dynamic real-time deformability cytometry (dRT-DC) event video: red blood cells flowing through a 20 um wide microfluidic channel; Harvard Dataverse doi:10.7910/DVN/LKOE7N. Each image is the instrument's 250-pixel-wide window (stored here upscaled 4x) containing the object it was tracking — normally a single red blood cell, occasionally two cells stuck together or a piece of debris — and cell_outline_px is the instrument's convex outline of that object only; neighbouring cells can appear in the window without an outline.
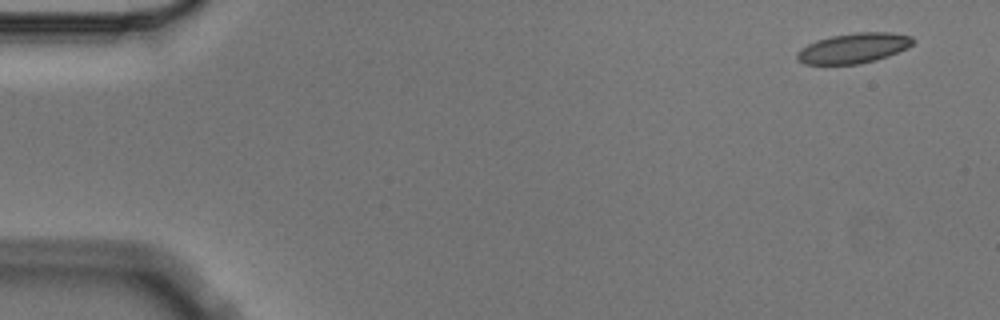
{"species": "Egyptian fruit bat (a non-hibernating species)", "species_latin": "Rousettus aegyptiacus", "temperature_condition": "cold", "stored_images_in_passage": 4, "camera_frame_rate_fps": 3000, "um_per_image_px": 0.085, "animal": {"sex": "male"}, "frame": {"image": 1, "passage_image": 1, "time_ms": 0.0, "image_size_px": [1000, 320], "cell_outline_px": [[916, 40], [908, 48], [888, 56], [876, 60], [860, 64], [804, 64], [796, 60], [796, 52], [800, 48], [816, 40], [832, 36], [856, 32], [892, 32], [912, 36]], "centroid_in_image_um": [72.56, 4.09], "position_along_channel_um": 12.4, "area_um2": 20.58}}
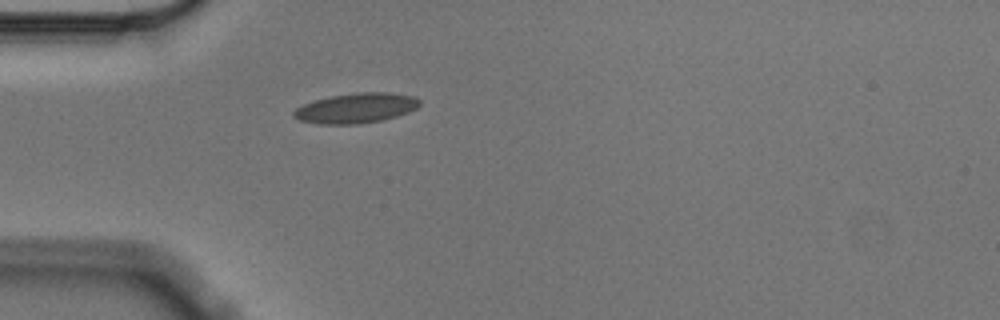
{"frame": {"image": 2, "passage_image": 4, "time_ms": 1.0, "image_size_px": [1000, 320], "cell_outline_px": [[420, 104], [416, 108], [408, 112], [396, 116], [380, 120], [356, 124], [320, 124], [300, 120], [292, 116], [292, 112], [296, 108], [304, 104], [316, 100], [332, 96], [356, 92], [388, 92], [412, 96], [420, 100]], "centroid_in_image_um": [30.25, 9.18], "position_along_channel_um": 54.7, "area_um2": 21.79}}